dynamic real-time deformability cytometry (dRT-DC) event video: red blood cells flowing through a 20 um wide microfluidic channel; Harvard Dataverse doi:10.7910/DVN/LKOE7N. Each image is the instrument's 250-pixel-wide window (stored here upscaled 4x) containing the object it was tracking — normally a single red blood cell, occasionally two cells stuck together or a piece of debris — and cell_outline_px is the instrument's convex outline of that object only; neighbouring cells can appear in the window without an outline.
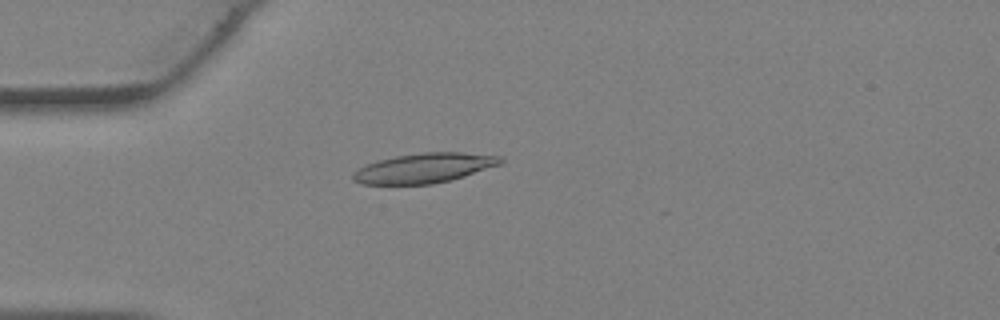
{"species": "Egyptian fruit bat (a non-hibernating species)", "species_latin": "Rousettus aegyptiacus", "temperature_condition": "warm", "stored_images_in_passage": 26, "camera_frame_rate_fps": 3000, "um_per_image_px": 0.085, "animal": {"sex": "female"}, "frame": {"image": 1, "passage_image": 1, "time_ms": 0.0, "image_size_px": [1000, 320], "cell_outline_px": [[504, 160], [500, 164], [452, 180], [432, 184], [360, 184], [352, 180], [352, 172], [376, 160], [396, 156], [424, 152], [460, 152], [504, 156]], "centroid_in_image_um": [36.05, 14.28], "position_along_channel_um": 48.9, "area_um2": 25.61}}
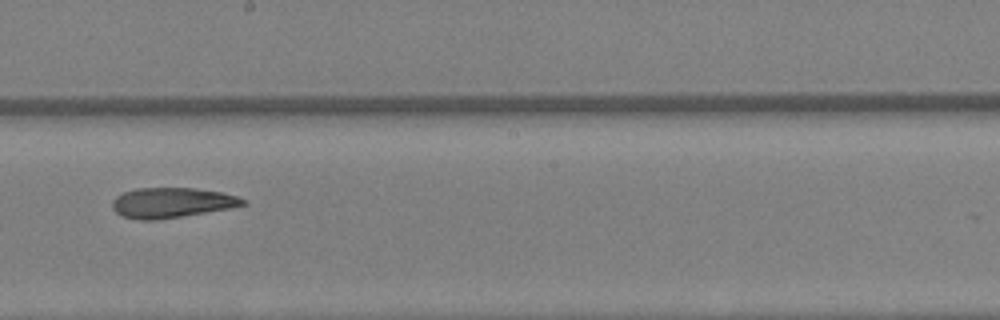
{"frame": {"image": 2, "passage_image": 12, "time_ms": 3.667, "image_size_px": [1000, 320], "cell_outline_px": [[248, 204], [228, 208], [156, 220], [140, 220], [120, 216], [112, 208], [112, 200], [116, 196], [124, 192], [136, 188], [192, 188], [220, 192], [236, 196], [248, 200]], "centroid_in_image_um": [14.56, 17.23], "position_along_channel_um": 233.6, "area_um2": 22.77}}
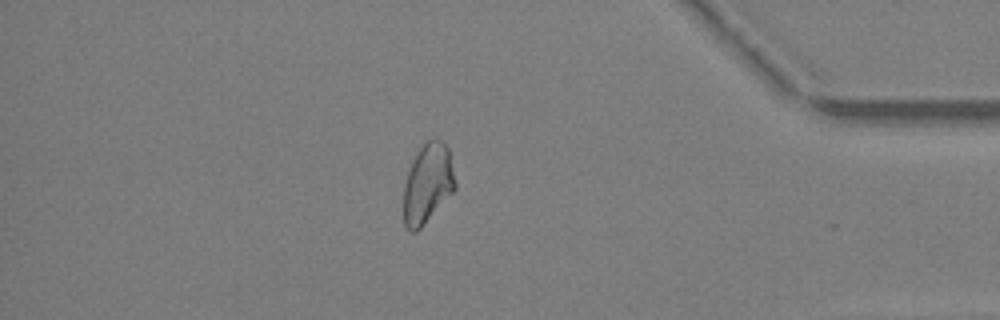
{"frame": {"image": 3, "passage_image": 23, "time_ms": 7.333, "image_size_px": [1000, 320], "cell_outline_px": [[456, 188], [420, 228], [416, 232], [412, 232], [404, 224], [404, 184], [412, 160], [420, 148], [428, 140], [436, 136], [448, 148], [456, 184]], "centroid_in_image_um": [36.34, 15.58], "position_along_channel_um": 398.9, "area_um2": 23.58}}